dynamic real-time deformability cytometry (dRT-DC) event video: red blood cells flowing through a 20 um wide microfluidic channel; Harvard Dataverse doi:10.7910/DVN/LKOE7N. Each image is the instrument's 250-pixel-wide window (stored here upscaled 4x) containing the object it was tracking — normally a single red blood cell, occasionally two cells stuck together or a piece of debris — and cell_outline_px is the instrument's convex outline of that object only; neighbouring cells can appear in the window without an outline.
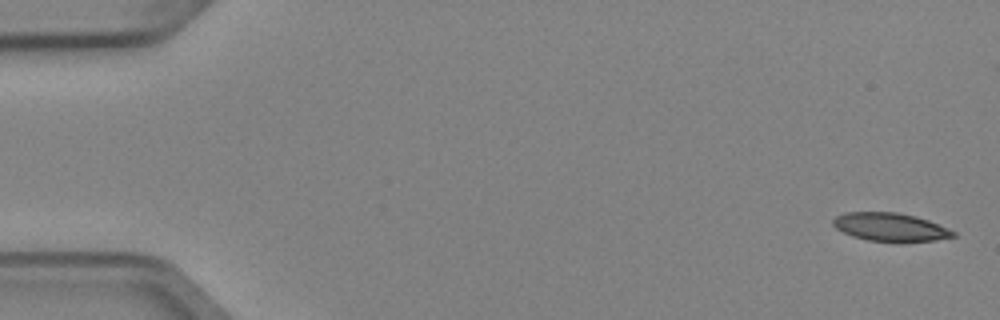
{"species": "Egyptian fruit bat (a non-hibernating species)", "species_latin": "Rousettus aegyptiacus", "temperature_condition": "cold", "stored_images_in_passage": 6, "segment_of_instrument_passage": [1, 2], "camera_frame_rate_fps": 3000, "um_per_image_px": 0.085, "animal": {"sex": "female"}, "frame": {"image": 1, "passage_image": 1, "time_ms": 0.0, "image_size_px": [1000, 320], "cell_outline_px": [[956, 236], [936, 240], [868, 240], [852, 236], [836, 228], [832, 224], [832, 220], [836, 216], [844, 212], [900, 212], [916, 216], [928, 220], [956, 232]], "centroid_in_image_um": [75.64, 19.26], "position_along_channel_um": 9.4, "area_um2": 19.36}}